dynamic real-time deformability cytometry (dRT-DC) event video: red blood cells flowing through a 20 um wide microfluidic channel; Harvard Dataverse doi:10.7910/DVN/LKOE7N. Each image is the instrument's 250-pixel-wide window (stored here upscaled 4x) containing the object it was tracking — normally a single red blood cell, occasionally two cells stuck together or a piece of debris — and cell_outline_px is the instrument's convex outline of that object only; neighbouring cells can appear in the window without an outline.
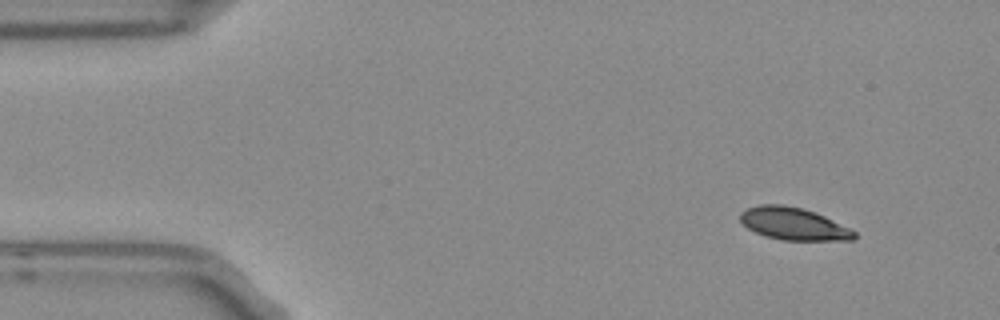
{"species": "Egyptian fruit bat (a non-hibernating species)", "species_latin": "Rousettus aegyptiacus", "temperature_condition": "room temperature", "stored_images_in_passage": 5, "camera_frame_rate_fps": 3000, "um_per_image_px": 0.085, "frame": {"image": 1, "passage_image": 1, "time_ms": 0.0, "image_size_px": [1000, 320], "cell_outline_px": [[856, 236], [852, 240], [784, 240], [764, 236], [748, 228], [740, 220], [740, 212], [748, 208], [760, 204], [780, 204], [800, 208], [824, 216], [856, 232]], "centroid_in_image_um": [67.42, 19.03], "position_along_channel_um": 17.6, "area_um2": 21.15}}